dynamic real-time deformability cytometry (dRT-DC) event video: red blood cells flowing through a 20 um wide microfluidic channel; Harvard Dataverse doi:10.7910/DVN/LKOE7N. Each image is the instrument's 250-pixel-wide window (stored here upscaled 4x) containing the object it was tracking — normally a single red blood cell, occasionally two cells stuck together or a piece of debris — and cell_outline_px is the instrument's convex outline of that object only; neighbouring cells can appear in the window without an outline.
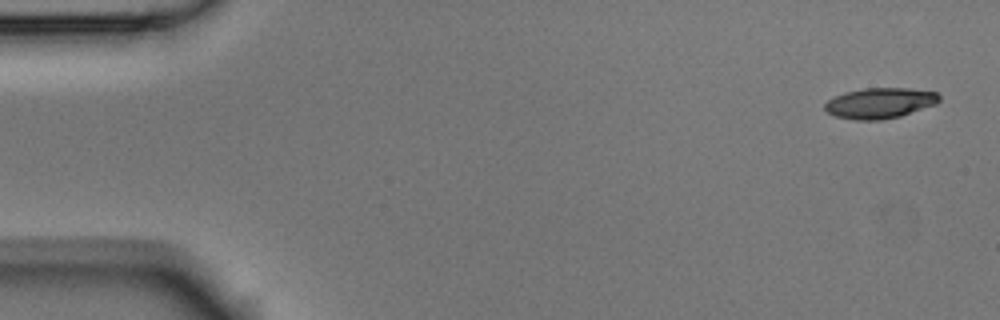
{"species": "Egyptian fruit bat (a non-hibernating species)", "species_latin": "Rousettus aegyptiacus", "temperature_condition": "room temperature", "stored_images_in_passage": 7, "camera_frame_rate_fps": 3000, "um_per_image_px": 0.085, "animal": {"sex": "male"}, "frame": {"image": 1, "passage_image": 1, "time_ms": 0.0, "image_size_px": [1000, 320], "cell_outline_px": [[940, 100], [936, 104], [900, 116], [880, 120], [856, 120], [836, 116], [828, 112], [824, 108], [824, 104], [828, 100], [844, 92], [864, 88], [908, 88], [936, 92], [940, 96]], "centroid_in_image_um": [74.79, 8.76], "position_along_channel_um": 10.2, "area_um2": 20.29}}
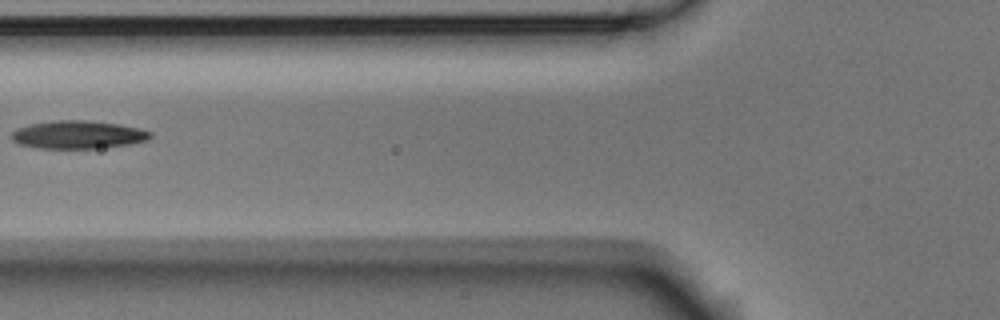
{"frame": {"image": 2, "passage_image": 6, "time_ms": 1.667, "image_size_px": [1000, 320], "cell_outline_px": [[152, 136], [148, 140], [128, 144], [96, 148], [40, 148], [20, 144], [12, 140], [12, 132], [16, 128], [32, 124], [56, 120], [84, 120], [120, 124], [140, 128], [152, 132]], "centroid_in_image_um": [6.65, 11.44], "position_along_channel_um": 119.1, "area_um2": 22.48}}
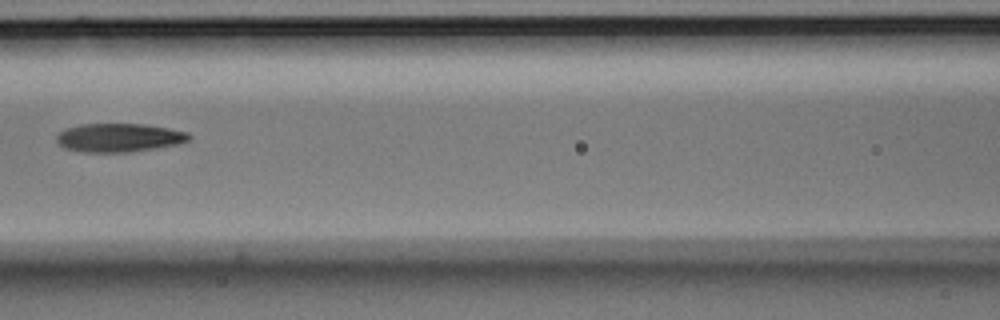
{"frame": {"image": 3, "passage_image": 7, "time_ms": 2.0, "image_size_px": [1000, 320], "cell_outline_px": [[192, 136], [188, 140], [176, 144], [156, 148], [128, 152], [84, 152], [64, 148], [56, 140], [56, 136], [60, 132], [68, 128], [80, 124], [144, 124], [168, 128], [188, 132]], "centroid_in_image_um": [10.12, 11.7], "position_along_channel_um": 156.5, "area_um2": 21.91}}